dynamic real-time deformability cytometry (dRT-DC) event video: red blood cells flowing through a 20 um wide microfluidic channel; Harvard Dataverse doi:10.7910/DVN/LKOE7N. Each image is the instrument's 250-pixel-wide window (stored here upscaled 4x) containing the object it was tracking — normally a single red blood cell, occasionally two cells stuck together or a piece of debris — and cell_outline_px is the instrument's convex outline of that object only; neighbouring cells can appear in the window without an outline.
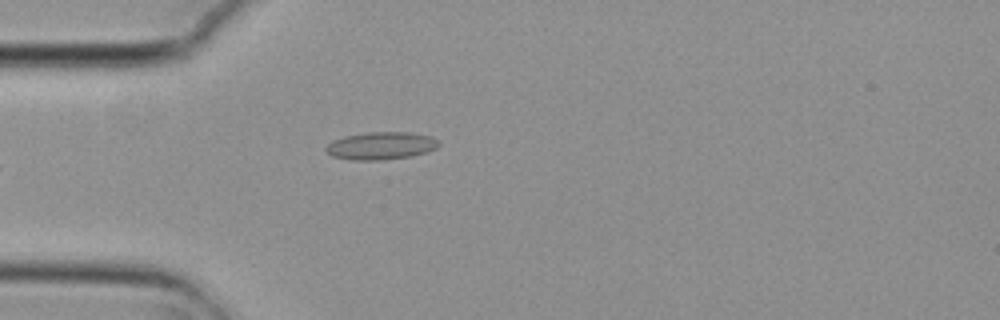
{"species": "common noctule bat (a hibernating species)", "species_latin": "Nyctalus noctula", "temperature_condition": "cold", "stored_images_in_passage": 4, "camera_frame_rate_fps": 3000, "um_per_image_px": 0.085, "animal": {"sex": "female", "body_mass_g": 29.2, "forearm_length_mm": 56.3}, "frame": {"image": 1, "passage_image": 4, "time_ms": 1.0, "image_size_px": [1000, 320], "cell_outline_px": [[440, 144], [436, 148], [412, 156], [384, 160], [352, 160], [332, 156], [324, 148], [332, 140], [344, 136], [368, 132], [408, 132], [432, 136]], "centroid_in_image_um": [32.36, 12.39], "position_along_channel_um": 52.6, "area_um2": 18.15}}